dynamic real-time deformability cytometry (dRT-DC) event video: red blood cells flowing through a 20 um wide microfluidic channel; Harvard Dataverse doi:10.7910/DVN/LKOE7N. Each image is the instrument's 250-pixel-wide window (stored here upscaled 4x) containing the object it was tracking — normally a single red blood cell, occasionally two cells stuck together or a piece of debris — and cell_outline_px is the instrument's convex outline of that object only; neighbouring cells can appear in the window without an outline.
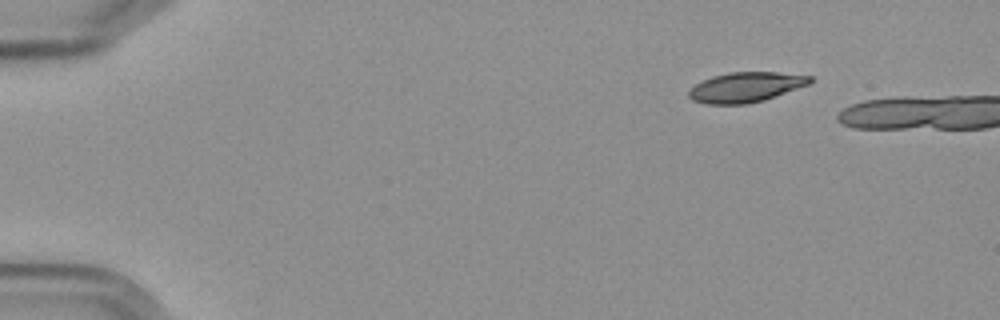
{"species": "Egyptian fruit bat (a non-hibernating species)", "species_latin": "Rousettus aegyptiacus", "temperature_condition": "cold", "stored_images_in_passage": 3, "camera_frame_rate_fps": 3000, "um_per_image_px": 0.085, "frame": {"image": 1, "passage_image": 1, "time_ms": 0.0, "image_size_px": [1000, 320], "cell_outline_px": [[812, 84], [764, 100], [748, 104], [704, 104], [692, 100], [688, 96], [688, 88], [712, 76], [728, 72], [776, 72], [812, 76]], "centroid_in_image_um": [63.39, 7.41], "position_along_channel_um": 21.6, "area_um2": 21.44}}